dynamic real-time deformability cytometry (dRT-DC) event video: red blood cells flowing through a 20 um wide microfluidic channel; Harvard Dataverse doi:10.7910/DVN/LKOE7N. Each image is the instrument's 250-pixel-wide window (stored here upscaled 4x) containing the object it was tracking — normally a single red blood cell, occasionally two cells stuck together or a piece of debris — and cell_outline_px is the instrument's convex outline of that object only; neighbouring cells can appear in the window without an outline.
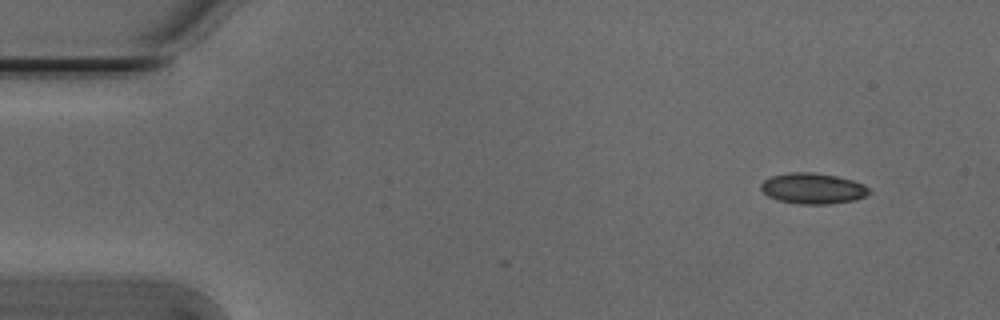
{"species": "Egyptian fruit bat (a non-hibernating species)", "species_latin": "Rousettus aegyptiacus", "temperature_condition": "cold", "stored_images_in_passage": 50, "camera_frame_rate_fps": 3000, "um_per_image_px": 0.085, "animal": {"sex": "male"}, "frame": {"image": 1, "passage_image": 1, "time_ms": 0.0, "image_size_px": [1000, 320], "cell_outline_px": [[872, 192], [868, 196], [856, 200], [828, 204], [800, 204], [776, 200], [768, 196], [760, 188], [760, 184], [764, 180], [772, 176], [788, 172], [812, 172], [836, 176], [852, 180], [864, 184]], "centroid_in_image_um": [69.11, 16.02], "position_along_channel_um": 15.9, "area_um2": 19.59}}
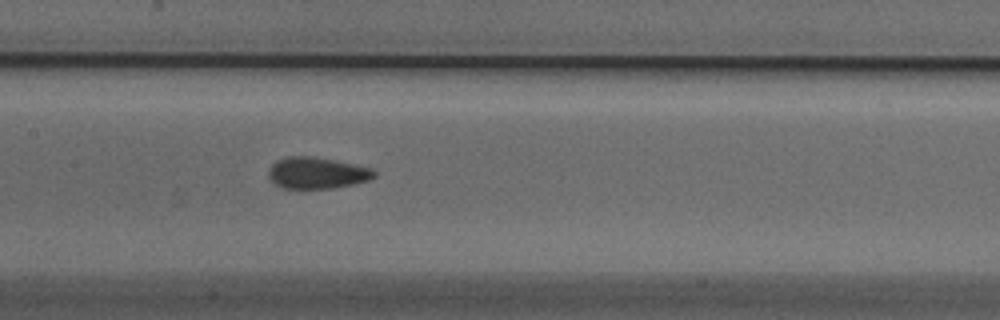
{"frame": {"image": 2, "passage_image": 22, "time_ms": 7.0, "image_size_px": [1000, 320], "cell_outline_px": [[376, 176], [368, 180], [352, 184], [332, 188], [280, 188], [268, 176], [268, 172], [272, 164], [276, 160], [288, 156], [312, 156], [352, 164], [368, 168], [376, 172]], "centroid_in_image_um": [26.89, 14.7], "position_along_channel_um": 180.5, "area_um2": 19.07}}
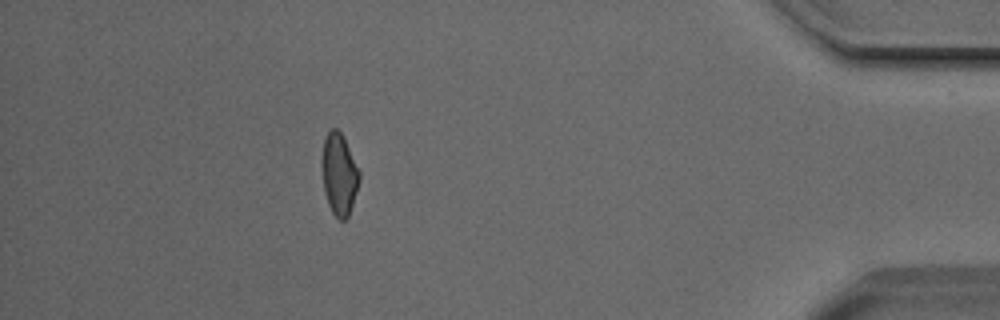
{"frame": {"image": 3, "passage_image": 44, "time_ms": 14.333, "image_size_px": [1000, 320], "cell_outline_px": [[360, 180], [348, 216], [344, 220], [340, 220], [332, 212], [328, 204], [324, 192], [320, 160], [324, 140], [328, 132], [332, 128], [336, 128], [344, 136], [360, 172]], "centroid_in_image_um": [28.81, 14.78], "position_along_channel_um": 406.4, "area_um2": 17.98}, "authors_computed_cell_mechanics": {"area_um2": 18.7561, "velocity_mm_per_s": 3.81, "shape_relaxation_time_tau1_ms": 4.4034, "shape_relaxation_time_tau2_ms": 3.5328, "deformation_change_tau1": 0.1021, "deformation_change_tau2": 0.0858}}